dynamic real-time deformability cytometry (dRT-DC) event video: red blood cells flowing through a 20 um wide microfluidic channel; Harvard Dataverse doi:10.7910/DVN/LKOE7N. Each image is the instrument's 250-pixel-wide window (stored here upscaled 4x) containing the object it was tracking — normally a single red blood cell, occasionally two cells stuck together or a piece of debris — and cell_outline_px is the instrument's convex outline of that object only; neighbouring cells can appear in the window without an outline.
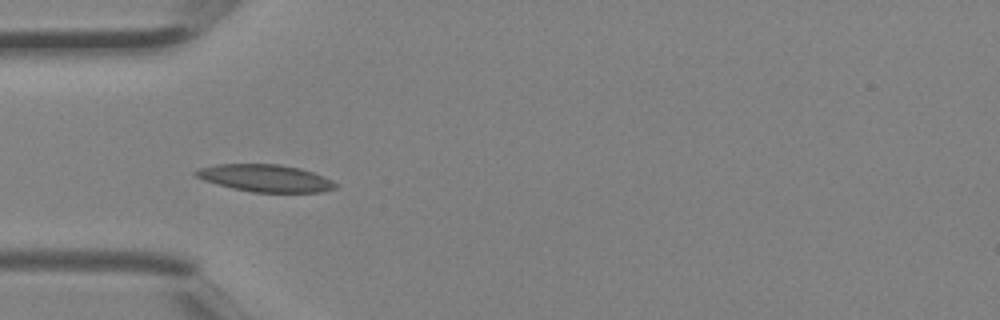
{"species": "Egyptian fruit bat (a non-hibernating species)", "species_latin": "Rousettus aegyptiacus", "temperature_condition": "room temperature", "stored_images_in_passage": 1, "camera_frame_rate_fps": 3000, "um_per_image_px": 0.085, "animal": {"sex": "female"}, "frame": {"image": 1, "passage_image": 1, "time_ms": 0.0, "image_size_px": [1000, 320], "cell_outline_px": [[340, 184], [336, 188], [320, 192], [252, 192], [232, 188], [204, 180], [196, 176], [192, 172], [196, 168], [216, 164], [280, 164], [300, 168], [324, 176]], "centroid_in_image_um": [22.56, 15.13], "position_along_channel_um": 62.4, "area_um2": 22.31}}